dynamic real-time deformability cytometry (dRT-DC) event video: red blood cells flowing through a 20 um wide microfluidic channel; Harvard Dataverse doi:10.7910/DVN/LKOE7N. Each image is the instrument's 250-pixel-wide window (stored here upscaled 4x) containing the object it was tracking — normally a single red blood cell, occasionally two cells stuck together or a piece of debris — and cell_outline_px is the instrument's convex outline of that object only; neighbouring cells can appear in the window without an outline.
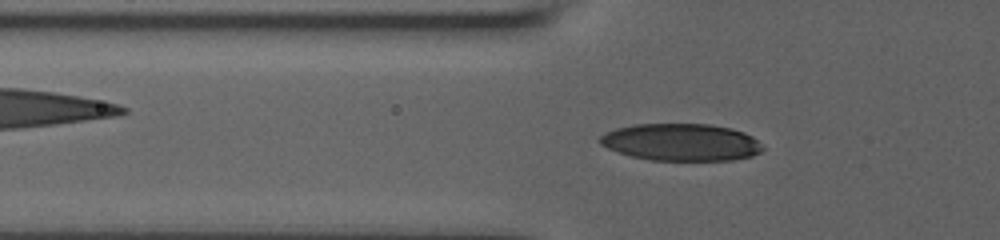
{"species": "human", "species_latin": "Homo sapiens", "temperature_condition": "room temperature", "stored_images_in_passage": 57, "camera_frame_rate_fps": 3000, "um_per_image_px": 0.085, "donor": {"sex": "male"}, "frame": {"image": 1, "passage_image": 36, "time_ms": 7.667, "image_size_px": [1000, 240], "cell_outline_px": [[764, 148], [760, 152], [752, 156], [732, 160], [652, 160], [632, 156], [608, 148], [600, 144], [600, 136], [616, 128], [632, 124], [708, 124], [732, 128], [744, 132], [752, 136]], "centroid_in_image_um": [57.92, 12.08], "position_along_channel_um": 67.9, "area_um2": 35.08}}
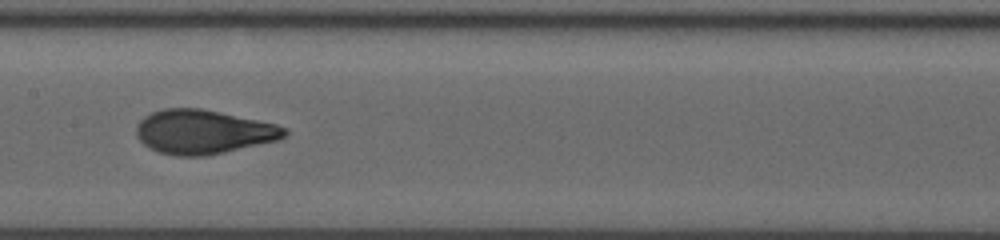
{"frame": {"image": 2, "passage_image": 46, "time_ms": 11.0, "image_size_px": [1000, 240], "cell_outline_px": [[288, 132], [280, 140], [224, 152], [204, 156], [176, 156], [160, 152], [144, 144], [136, 136], [136, 124], [144, 116], [152, 112], [164, 108], [200, 108], [220, 112], [276, 124], [288, 128]], "centroid_in_image_um": [17.28, 11.2], "position_along_channel_um": 190.1, "area_um2": 38.03}}
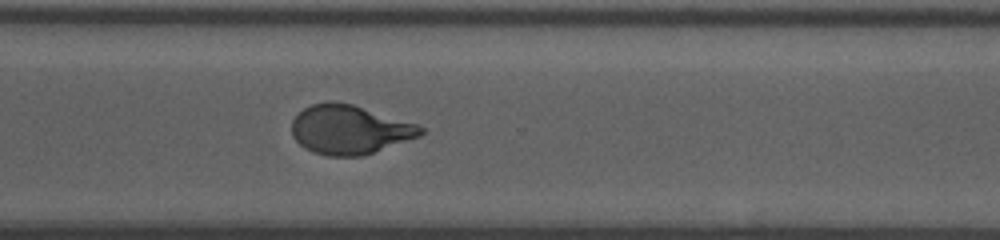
{"frame": {"image": 3, "passage_image": 57, "time_ms": 15.0, "image_size_px": [1000, 240], "cell_outline_px": [[424, 132], [420, 136], [360, 156], [328, 156], [312, 152], [304, 148], [292, 136], [292, 120], [304, 108], [312, 104], [328, 100], [332, 100], [352, 104], [420, 124], [424, 128]], "centroid_in_image_um": [29.71, 11.0], "position_along_channel_um": 340.9, "area_um2": 36.93}}